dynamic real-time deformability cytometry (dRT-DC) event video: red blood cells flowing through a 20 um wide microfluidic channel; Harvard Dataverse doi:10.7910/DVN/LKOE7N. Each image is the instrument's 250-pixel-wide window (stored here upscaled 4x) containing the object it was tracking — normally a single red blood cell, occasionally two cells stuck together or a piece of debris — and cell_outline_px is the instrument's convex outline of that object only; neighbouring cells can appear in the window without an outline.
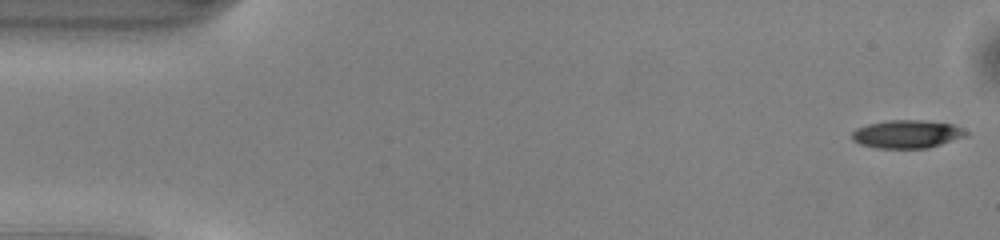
{"species": "common noctule bat (a hibernating species)", "species_latin": "Nyctalus noctula", "temperature_condition": "warm", "stored_images_in_passage": 49, "camera_frame_rate_fps": 3000, "um_per_image_px": 0.085, "animal": {"sex": "male", "body_mass_g": 13.0, "forearm_length_mm": 53.1}, "frame": {"image": 1, "passage_image": 1, "time_ms": 0.0, "image_size_px": [1000, 240], "cell_outline_px": [[968, 136], [928, 148], [876, 148], [860, 144], [852, 140], [852, 132], [856, 128], [868, 124], [888, 120], [924, 120], [952, 124], [968, 132]], "centroid_in_image_um": [77.09, 11.4], "position_along_channel_um": 7.9, "area_um2": 18.73}}
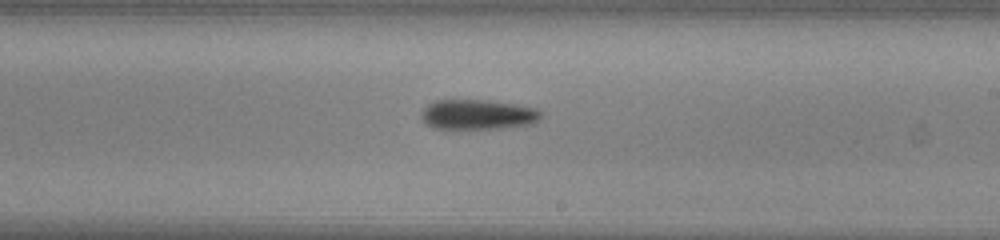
{"frame": {"image": 2, "passage_image": 28, "time_ms": 9.0, "image_size_px": [1000, 240], "cell_outline_px": [[544, 116], [540, 120], [532, 124], [500, 128], [432, 128], [420, 116], [420, 112], [428, 104], [436, 100], [488, 100], [516, 104], [536, 108], [544, 112]], "centroid_in_image_um": [40.67, 9.72], "position_along_channel_um": 248.3, "area_um2": 21.04}}
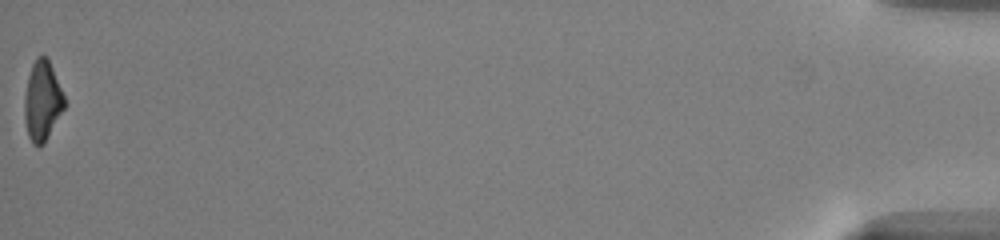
{"frame": {"image": 3, "passage_image": 49, "time_ms": 16.0, "image_size_px": [1000, 240], "cell_outline_px": [[64, 108], [44, 144], [32, 144], [28, 136], [24, 120], [24, 96], [28, 76], [32, 64], [36, 56], [48, 56], [64, 96]], "centroid_in_image_um": [3.58, 8.55], "position_along_channel_um": 431.6, "area_um2": 18.55}, "authors_computed_cell_mechanics": {"area_um2": 19.8832, "velocity_mm_per_s": 4.1631, "shape_relaxation_time_tau1_ms": 2.2039, "shape_relaxation_time_tau2_ms": null, "deformation_change_tau1": 0.1227, "deformation_change_tau2": null}}